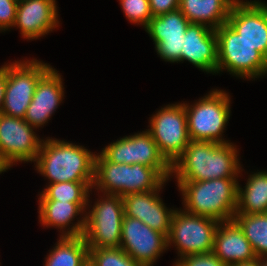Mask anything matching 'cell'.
Returning <instances> with one entry per match:
<instances>
[{"label":"cell","mask_w":267,"mask_h":266,"mask_svg":"<svg viewBox=\"0 0 267 266\" xmlns=\"http://www.w3.org/2000/svg\"><path fill=\"white\" fill-rule=\"evenodd\" d=\"M84 210L72 202H63L57 200H39V218L43 225L56 226L64 229L71 221Z\"/></svg>","instance_id":"d4e9b609"},{"label":"cell","mask_w":267,"mask_h":266,"mask_svg":"<svg viewBox=\"0 0 267 266\" xmlns=\"http://www.w3.org/2000/svg\"><path fill=\"white\" fill-rule=\"evenodd\" d=\"M210 73L217 71V35L204 24L190 23L183 37L181 61Z\"/></svg>","instance_id":"e0dca14e"},{"label":"cell","mask_w":267,"mask_h":266,"mask_svg":"<svg viewBox=\"0 0 267 266\" xmlns=\"http://www.w3.org/2000/svg\"><path fill=\"white\" fill-rule=\"evenodd\" d=\"M177 182L186 212L210 217L219 222L233 220L237 208L236 178Z\"/></svg>","instance_id":"3957f363"},{"label":"cell","mask_w":267,"mask_h":266,"mask_svg":"<svg viewBox=\"0 0 267 266\" xmlns=\"http://www.w3.org/2000/svg\"><path fill=\"white\" fill-rule=\"evenodd\" d=\"M104 198L95 202L89 215L83 216L60 237L83 236L88 248H119L124 218L123 199L108 194Z\"/></svg>","instance_id":"277c9868"},{"label":"cell","mask_w":267,"mask_h":266,"mask_svg":"<svg viewBox=\"0 0 267 266\" xmlns=\"http://www.w3.org/2000/svg\"><path fill=\"white\" fill-rule=\"evenodd\" d=\"M44 266H86L89 248L83 236L60 237Z\"/></svg>","instance_id":"603a6c76"},{"label":"cell","mask_w":267,"mask_h":266,"mask_svg":"<svg viewBox=\"0 0 267 266\" xmlns=\"http://www.w3.org/2000/svg\"><path fill=\"white\" fill-rule=\"evenodd\" d=\"M153 17L167 14L179 9L180 0H149Z\"/></svg>","instance_id":"4dcf8cb0"},{"label":"cell","mask_w":267,"mask_h":266,"mask_svg":"<svg viewBox=\"0 0 267 266\" xmlns=\"http://www.w3.org/2000/svg\"><path fill=\"white\" fill-rule=\"evenodd\" d=\"M232 143L190 140L183 153L172 163L171 173L178 181H207L238 177L241 167Z\"/></svg>","instance_id":"6da1fadb"},{"label":"cell","mask_w":267,"mask_h":266,"mask_svg":"<svg viewBox=\"0 0 267 266\" xmlns=\"http://www.w3.org/2000/svg\"><path fill=\"white\" fill-rule=\"evenodd\" d=\"M63 89L60 74L51 67L37 82L24 120L35 129L44 125L62 102Z\"/></svg>","instance_id":"d6986e66"},{"label":"cell","mask_w":267,"mask_h":266,"mask_svg":"<svg viewBox=\"0 0 267 266\" xmlns=\"http://www.w3.org/2000/svg\"><path fill=\"white\" fill-rule=\"evenodd\" d=\"M233 266H261V258H256L252 261L236 264Z\"/></svg>","instance_id":"d6a6232c"},{"label":"cell","mask_w":267,"mask_h":266,"mask_svg":"<svg viewBox=\"0 0 267 266\" xmlns=\"http://www.w3.org/2000/svg\"><path fill=\"white\" fill-rule=\"evenodd\" d=\"M236 1L180 0L179 10L190 23L204 24L215 30L227 23L230 10Z\"/></svg>","instance_id":"44dd1931"},{"label":"cell","mask_w":267,"mask_h":266,"mask_svg":"<svg viewBox=\"0 0 267 266\" xmlns=\"http://www.w3.org/2000/svg\"><path fill=\"white\" fill-rule=\"evenodd\" d=\"M261 266H267V257L261 258Z\"/></svg>","instance_id":"e575fe53"},{"label":"cell","mask_w":267,"mask_h":266,"mask_svg":"<svg viewBox=\"0 0 267 266\" xmlns=\"http://www.w3.org/2000/svg\"><path fill=\"white\" fill-rule=\"evenodd\" d=\"M7 169H9L4 162L0 159V173L6 171Z\"/></svg>","instance_id":"836d02e7"},{"label":"cell","mask_w":267,"mask_h":266,"mask_svg":"<svg viewBox=\"0 0 267 266\" xmlns=\"http://www.w3.org/2000/svg\"><path fill=\"white\" fill-rule=\"evenodd\" d=\"M18 0H0V30L13 27L16 19Z\"/></svg>","instance_id":"f546056e"},{"label":"cell","mask_w":267,"mask_h":266,"mask_svg":"<svg viewBox=\"0 0 267 266\" xmlns=\"http://www.w3.org/2000/svg\"><path fill=\"white\" fill-rule=\"evenodd\" d=\"M51 68L40 61L31 60L7 65V82L2 114L24 119L39 79Z\"/></svg>","instance_id":"9c48e42d"},{"label":"cell","mask_w":267,"mask_h":266,"mask_svg":"<svg viewBox=\"0 0 267 266\" xmlns=\"http://www.w3.org/2000/svg\"><path fill=\"white\" fill-rule=\"evenodd\" d=\"M95 155L82 146L49 138L43 140L35 162L50 184L94 182Z\"/></svg>","instance_id":"7a4b0ae2"},{"label":"cell","mask_w":267,"mask_h":266,"mask_svg":"<svg viewBox=\"0 0 267 266\" xmlns=\"http://www.w3.org/2000/svg\"><path fill=\"white\" fill-rule=\"evenodd\" d=\"M90 266H142L119 248H89Z\"/></svg>","instance_id":"4316f807"},{"label":"cell","mask_w":267,"mask_h":266,"mask_svg":"<svg viewBox=\"0 0 267 266\" xmlns=\"http://www.w3.org/2000/svg\"><path fill=\"white\" fill-rule=\"evenodd\" d=\"M267 213V172L250 175L245 185H238L237 208L235 214Z\"/></svg>","instance_id":"7402d4cb"},{"label":"cell","mask_w":267,"mask_h":266,"mask_svg":"<svg viewBox=\"0 0 267 266\" xmlns=\"http://www.w3.org/2000/svg\"><path fill=\"white\" fill-rule=\"evenodd\" d=\"M219 223L210 217L175 210L167 237L168 246L173 242L180 258L191 254L210 253Z\"/></svg>","instance_id":"ba28073f"},{"label":"cell","mask_w":267,"mask_h":266,"mask_svg":"<svg viewBox=\"0 0 267 266\" xmlns=\"http://www.w3.org/2000/svg\"><path fill=\"white\" fill-rule=\"evenodd\" d=\"M227 24L267 59V5L265 3L237 0L230 10Z\"/></svg>","instance_id":"5bb4252c"},{"label":"cell","mask_w":267,"mask_h":266,"mask_svg":"<svg viewBox=\"0 0 267 266\" xmlns=\"http://www.w3.org/2000/svg\"><path fill=\"white\" fill-rule=\"evenodd\" d=\"M189 24L188 19L178 9L152 17L145 29L162 59L181 62L183 37Z\"/></svg>","instance_id":"9a60e30c"},{"label":"cell","mask_w":267,"mask_h":266,"mask_svg":"<svg viewBox=\"0 0 267 266\" xmlns=\"http://www.w3.org/2000/svg\"><path fill=\"white\" fill-rule=\"evenodd\" d=\"M217 35V73L227 69L238 77L257 78L267 73V59L224 23L215 29Z\"/></svg>","instance_id":"8992f818"},{"label":"cell","mask_w":267,"mask_h":266,"mask_svg":"<svg viewBox=\"0 0 267 266\" xmlns=\"http://www.w3.org/2000/svg\"><path fill=\"white\" fill-rule=\"evenodd\" d=\"M168 247L167 236L137 218L124 215L120 248L142 266H153Z\"/></svg>","instance_id":"4fadbf2b"},{"label":"cell","mask_w":267,"mask_h":266,"mask_svg":"<svg viewBox=\"0 0 267 266\" xmlns=\"http://www.w3.org/2000/svg\"><path fill=\"white\" fill-rule=\"evenodd\" d=\"M165 180L154 168L142 164H115L102 154L95 155L94 186L104 192V196L124 197L132 193L157 190Z\"/></svg>","instance_id":"5b68a950"},{"label":"cell","mask_w":267,"mask_h":266,"mask_svg":"<svg viewBox=\"0 0 267 266\" xmlns=\"http://www.w3.org/2000/svg\"><path fill=\"white\" fill-rule=\"evenodd\" d=\"M212 252L227 266L249 262L257 258L250 242L234 220L219 223Z\"/></svg>","instance_id":"ffe728a7"},{"label":"cell","mask_w":267,"mask_h":266,"mask_svg":"<svg viewBox=\"0 0 267 266\" xmlns=\"http://www.w3.org/2000/svg\"><path fill=\"white\" fill-rule=\"evenodd\" d=\"M94 182H60L49 184L40 194L39 200H57L77 203L84 211L88 205L89 189Z\"/></svg>","instance_id":"484cf974"},{"label":"cell","mask_w":267,"mask_h":266,"mask_svg":"<svg viewBox=\"0 0 267 266\" xmlns=\"http://www.w3.org/2000/svg\"><path fill=\"white\" fill-rule=\"evenodd\" d=\"M126 17L132 23L147 26L153 17L150 11L149 0H119Z\"/></svg>","instance_id":"83f0119b"},{"label":"cell","mask_w":267,"mask_h":266,"mask_svg":"<svg viewBox=\"0 0 267 266\" xmlns=\"http://www.w3.org/2000/svg\"><path fill=\"white\" fill-rule=\"evenodd\" d=\"M174 266H227L213 252L186 255L176 261Z\"/></svg>","instance_id":"f1b7e54d"},{"label":"cell","mask_w":267,"mask_h":266,"mask_svg":"<svg viewBox=\"0 0 267 266\" xmlns=\"http://www.w3.org/2000/svg\"><path fill=\"white\" fill-rule=\"evenodd\" d=\"M55 0H18L14 27L26 39H37L59 24Z\"/></svg>","instance_id":"ac0fdd59"},{"label":"cell","mask_w":267,"mask_h":266,"mask_svg":"<svg viewBox=\"0 0 267 266\" xmlns=\"http://www.w3.org/2000/svg\"><path fill=\"white\" fill-rule=\"evenodd\" d=\"M7 82V64L0 68V113L2 111Z\"/></svg>","instance_id":"1f68e13d"},{"label":"cell","mask_w":267,"mask_h":266,"mask_svg":"<svg viewBox=\"0 0 267 266\" xmlns=\"http://www.w3.org/2000/svg\"><path fill=\"white\" fill-rule=\"evenodd\" d=\"M233 220L242 229L257 258L267 256V213L235 214Z\"/></svg>","instance_id":"cb8c5ba5"},{"label":"cell","mask_w":267,"mask_h":266,"mask_svg":"<svg viewBox=\"0 0 267 266\" xmlns=\"http://www.w3.org/2000/svg\"><path fill=\"white\" fill-rule=\"evenodd\" d=\"M148 131L160 153L172 165L190 142L184 103L161 108L152 116Z\"/></svg>","instance_id":"8fae6325"},{"label":"cell","mask_w":267,"mask_h":266,"mask_svg":"<svg viewBox=\"0 0 267 266\" xmlns=\"http://www.w3.org/2000/svg\"><path fill=\"white\" fill-rule=\"evenodd\" d=\"M42 141L24 119L0 113V159L8 168L14 162L36 161Z\"/></svg>","instance_id":"7c38bea8"},{"label":"cell","mask_w":267,"mask_h":266,"mask_svg":"<svg viewBox=\"0 0 267 266\" xmlns=\"http://www.w3.org/2000/svg\"><path fill=\"white\" fill-rule=\"evenodd\" d=\"M101 154L115 164L133 165L138 163L152 167L165 180L172 175L171 164L160 153L148 130L111 143L102 150Z\"/></svg>","instance_id":"30bf717a"},{"label":"cell","mask_w":267,"mask_h":266,"mask_svg":"<svg viewBox=\"0 0 267 266\" xmlns=\"http://www.w3.org/2000/svg\"><path fill=\"white\" fill-rule=\"evenodd\" d=\"M190 140L230 143L222 139L230 117V97L222 90H213L193 106L184 103Z\"/></svg>","instance_id":"52a82bcc"},{"label":"cell","mask_w":267,"mask_h":266,"mask_svg":"<svg viewBox=\"0 0 267 266\" xmlns=\"http://www.w3.org/2000/svg\"><path fill=\"white\" fill-rule=\"evenodd\" d=\"M157 190L142 193H132L122 197L124 204V215L137 218L151 229L165 234L170 233L171 219L175 210H168L157 194Z\"/></svg>","instance_id":"2e32d148"}]
</instances>
